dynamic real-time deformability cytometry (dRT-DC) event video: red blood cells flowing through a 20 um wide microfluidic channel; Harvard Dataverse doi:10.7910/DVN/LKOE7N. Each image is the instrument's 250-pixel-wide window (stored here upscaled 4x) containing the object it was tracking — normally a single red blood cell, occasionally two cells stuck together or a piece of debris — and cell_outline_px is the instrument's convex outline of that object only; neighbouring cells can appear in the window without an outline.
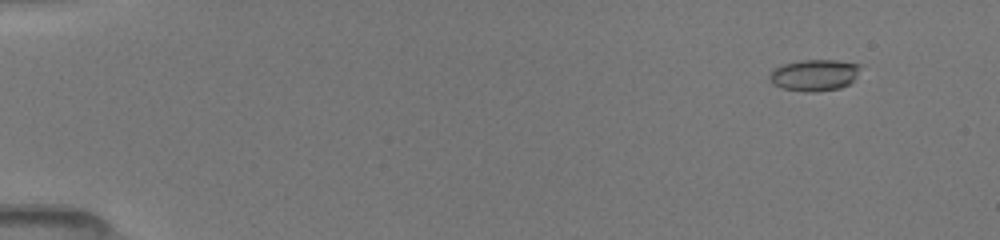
{"species": "common noctule bat (a hibernating species)", "species_latin": "Nyctalus noctula", "temperature_condition": "room temperature", "stored_images_in_passage": 15, "camera_frame_rate_fps": 3000, "um_per_image_px": 0.085, "animal": {"sex": "female", "body_mass_g": 19.5, "forearm_length_mm": 54.1}, "frame": {"image": 1, "passage_image": 5, "time_ms": 1.333, "image_size_px": [1000, 240], "cell_outline_px": [[860, 64], [856, 76], [848, 84], [840, 88], [816, 92], [804, 92], [784, 88], [772, 84], [768, 80], [768, 76], [772, 68], [784, 64], [800, 60], [836, 60]], "centroid_in_image_um": [69.16, 6.38], "position_along_channel_um": 15.8, "area_um2": 16.7}}
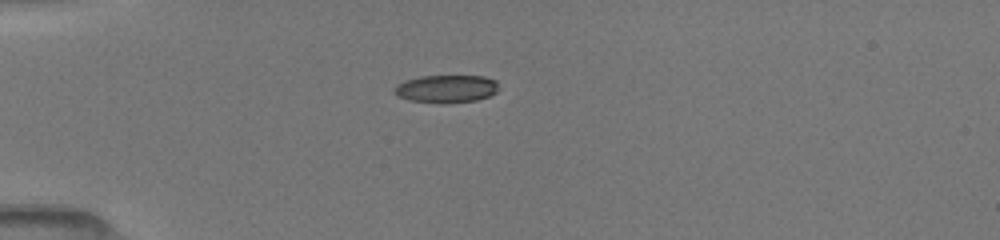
{"frame": {"image": 2, "passage_image": 14, "time_ms": 4.333, "image_size_px": [1000, 240], "cell_outline_px": [[496, 92], [488, 96], [476, 100], [444, 104], [440, 104], [408, 100], [396, 96], [392, 92], [392, 88], [396, 84], [420, 76], [484, 76], [496, 80]], "centroid_in_image_um": [37.86, 7.56], "position_along_channel_um": 47.1, "area_um2": 17.05}}